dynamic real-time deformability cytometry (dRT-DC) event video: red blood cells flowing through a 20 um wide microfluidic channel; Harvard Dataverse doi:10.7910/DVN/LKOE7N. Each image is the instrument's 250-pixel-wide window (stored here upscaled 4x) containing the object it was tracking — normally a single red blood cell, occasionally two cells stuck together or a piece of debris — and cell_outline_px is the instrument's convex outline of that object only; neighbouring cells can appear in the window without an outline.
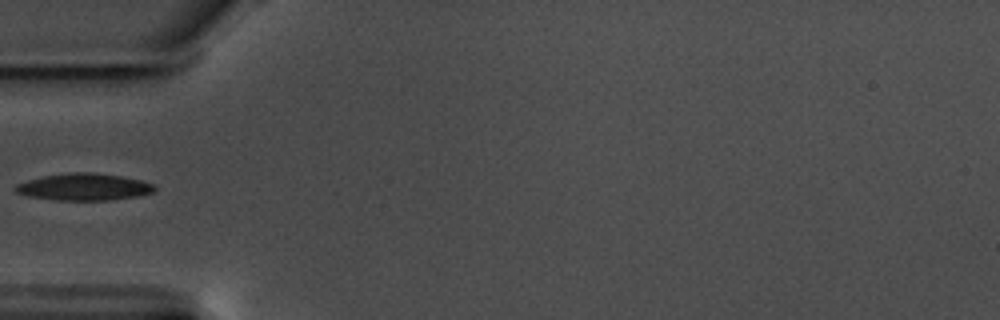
{"species": "common noctule bat (a hibernating species)", "species_latin": "Nyctalus noctula", "temperature_condition": "warm", "stored_images_in_passage": 15, "camera_frame_rate_fps": 3000, "um_per_image_px": 0.085, "animal": {"sex": "male", "body_mass_g": 17.5, "forearm_length_mm": 52.3}, "frame": {"image": 1, "passage_image": 1, "time_ms": 0.0, "image_size_px": [1000, 320], "cell_outline_px": [[156, 188], [152, 192], [136, 196], [108, 200], [56, 200], [28, 196], [16, 192], [12, 188], [16, 184], [28, 180], [44, 176], [68, 172], [96, 172], [120, 176], [140, 180], [152, 184]], "centroid_in_image_um": [7.09, 15.88], "position_along_channel_um": 77.9, "area_um2": 21.73}}